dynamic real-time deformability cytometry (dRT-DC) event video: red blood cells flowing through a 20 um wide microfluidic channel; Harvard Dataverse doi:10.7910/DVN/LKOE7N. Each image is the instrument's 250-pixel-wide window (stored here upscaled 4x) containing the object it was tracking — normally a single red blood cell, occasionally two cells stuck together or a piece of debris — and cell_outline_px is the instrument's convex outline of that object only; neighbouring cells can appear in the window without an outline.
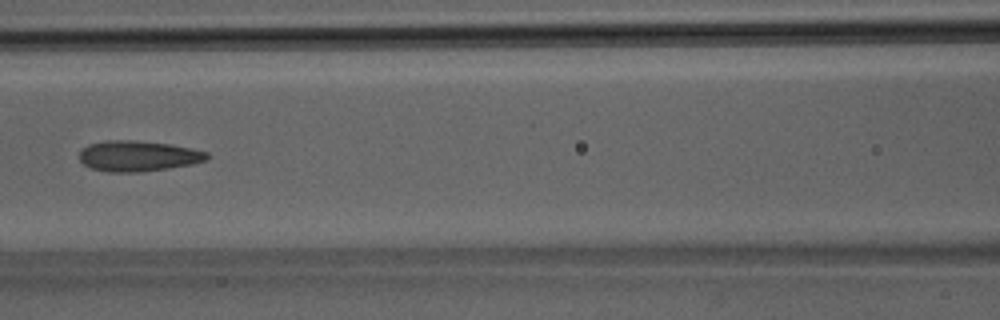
{"species": "Egyptian fruit bat (a non-hibernating species)", "species_latin": "Rousettus aegyptiacus", "temperature_condition": "room temperature", "stored_images_in_passage": 38, "camera_frame_rate_fps": 3000, "um_per_image_px": 0.085, "animal": {"sex": "male"}, "frame": {"image": 1, "passage_image": 17, "time_ms": 5.333, "image_size_px": [1000, 320], "cell_outline_px": [[208, 156], [204, 160], [192, 164], [168, 168], [140, 172], [108, 172], [92, 168], [84, 164], [80, 160], [80, 148], [88, 144], [104, 140], [132, 140], [168, 144], [192, 148], [208, 152]], "centroid_in_image_um": [11.69, 13.25], "position_along_channel_um": 154.9, "area_um2": 22.72}}
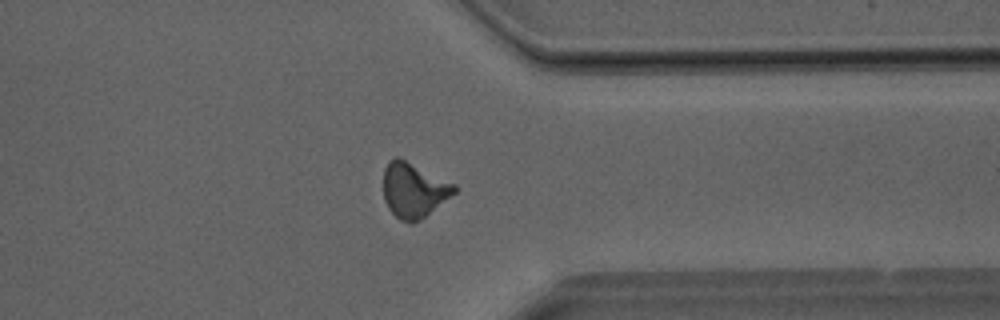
{"frame": {"image": 2, "passage_image": 30, "time_ms": 9.667, "image_size_px": [1000, 320], "cell_outline_px": [[456, 192], [424, 216], [412, 224], [400, 220], [388, 208], [384, 200], [384, 168], [388, 160], [392, 156], [396, 156], [456, 184]], "centroid_in_image_um": [35.14, 16.14], "position_along_channel_um": 376.3, "area_um2": 22.43}}
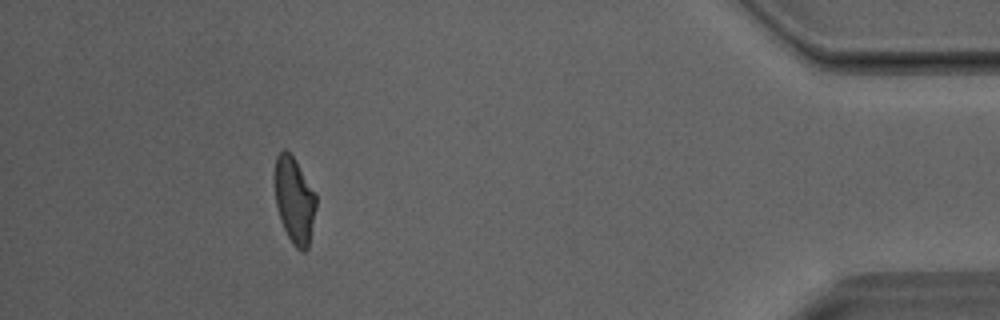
{"frame": {"image": 3, "passage_image": 35, "time_ms": 11.333, "image_size_px": [1000, 320], "cell_outline_px": [[316, 208], [308, 248], [304, 252], [300, 252], [292, 244], [280, 220], [276, 204], [272, 176], [272, 172], [276, 156], [284, 148], [292, 156], [316, 192]], "centroid_in_image_um": [24.99, 17.0], "position_along_channel_um": 410.2, "area_um2": 21.27}}